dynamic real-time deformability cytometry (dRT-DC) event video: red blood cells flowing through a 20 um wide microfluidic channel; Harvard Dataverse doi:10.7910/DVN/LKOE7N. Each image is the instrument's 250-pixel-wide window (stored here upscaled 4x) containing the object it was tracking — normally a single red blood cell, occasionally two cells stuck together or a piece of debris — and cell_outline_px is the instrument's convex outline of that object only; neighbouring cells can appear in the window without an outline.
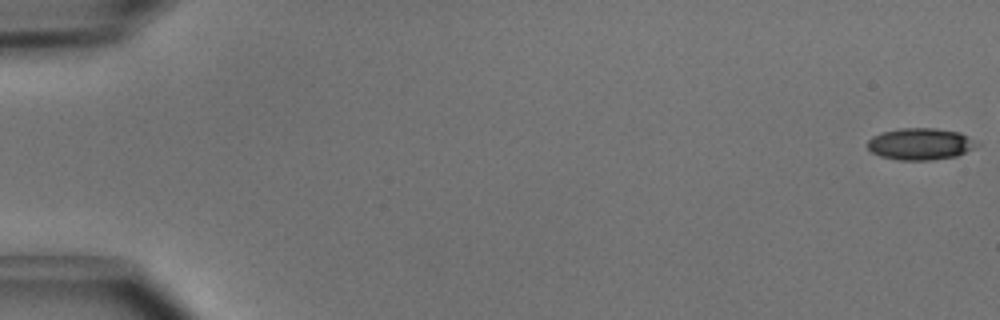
{"species": "common noctule bat (a hibernating species)", "species_latin": "Nyctalus noctula", "temperature_condition": "cold", "stored_images_in_passage": 17, "camera_frame_rate_fps": 3000, "um_per_image_px": 0.085, "animal": {"sex": "male", "body_mass_g": 15.6}, "frame": {"image": 1, "passage_image": 1, "time_ms": 0.0, "image_size_px": [1000, 320], "cell_outline_px": [[980, 144], [956, 156], [932, 160], [900, 160], [880, 156], [872, 152], [868, 148], [868, 140], [872, 136], [884, 132], [900, 128], [936, 128], [960, 132], [968, 136]], "centroid_in_image_um": [78.23, 12.23], "position_along_channel_um": 6.8, "area_um2": 20.11}}